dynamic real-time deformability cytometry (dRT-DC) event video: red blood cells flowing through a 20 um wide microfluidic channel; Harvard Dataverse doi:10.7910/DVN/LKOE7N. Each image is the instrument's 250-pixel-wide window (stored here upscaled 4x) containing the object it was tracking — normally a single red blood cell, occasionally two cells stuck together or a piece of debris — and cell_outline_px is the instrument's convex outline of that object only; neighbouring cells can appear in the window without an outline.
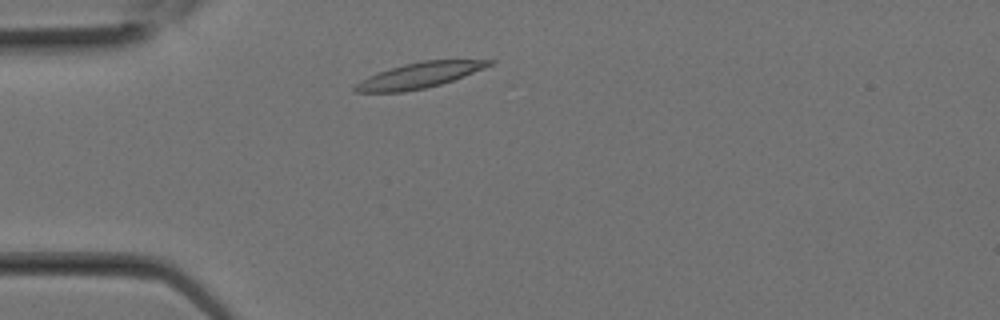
{"species": "Egyptian fruit bat (a non-hibernating species)", "species_latin": "Rousettus aegyptiacus", "temperature_condition": "room temperature", "stored_images_in_passage": 7, "camera_frame_rate_fps": 3000, "um_per_image_px": 0.085, "animal": {"sex": "female"}, "frame": {"image": 1, "passage_image": 3, "time_ms": 0.667, "image_size_px": [1000, 320], "cell_outline_px": [[496, 60], [492, 64], [484, 68], [464, 76], [440, 84], [424, 88], [404, 92], [356, 92], [352, 88], [360, 80], [368, 76], [404, 64], [424, 60]], "centroid_in_image_um": [35.63, 6.4], "position_along_channel_um": 49.4, "area_um2": 19.59}}
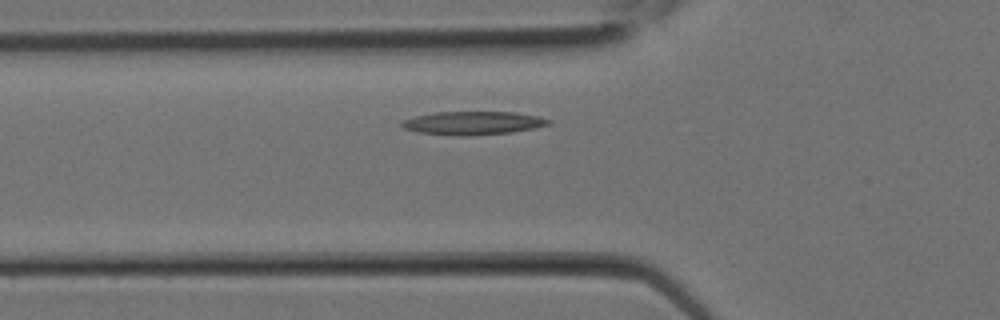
{"frame": {"image": 2, "passage_image": 5, "time_ms": 1.333, "image_size_px": [1000, 320], "cell_outline_px": [[552, 120], [548, 124], [532, 128], [512, 132], [468, 136], [460, 136], [420, 132], [404, 128], [400, 124], [404, 120], [416, 116], [436, 112], [512, 112], [536, 116]], "centroid_in_image_um": [40.19, 10.46], "position_along_channel_um": 85.6, "area_um2": 19.59}}
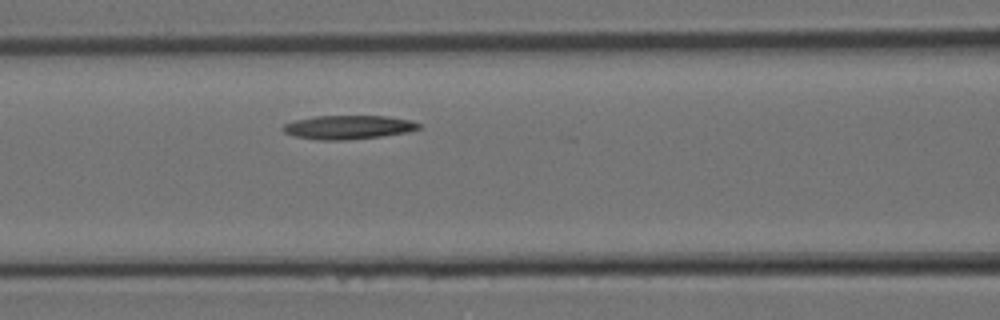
{"frame": {"image": 3, "passage_image": 7, "time_ms": 2.0, "image_size_px": [1000, 320], "cell_outline_px": [[420, 128], [408, 132], [380, 136], [348, 140], [316, 140], [292, 136], [284, 132], [280, 128], [284, 124], [296, 120], [316, 116], [388, 116], [412, 120], [420, 124]], "centroid_in_image_um": [29.58, 10.82], "position_along_channel_um": 137.0, "area_um2": 18.96}}